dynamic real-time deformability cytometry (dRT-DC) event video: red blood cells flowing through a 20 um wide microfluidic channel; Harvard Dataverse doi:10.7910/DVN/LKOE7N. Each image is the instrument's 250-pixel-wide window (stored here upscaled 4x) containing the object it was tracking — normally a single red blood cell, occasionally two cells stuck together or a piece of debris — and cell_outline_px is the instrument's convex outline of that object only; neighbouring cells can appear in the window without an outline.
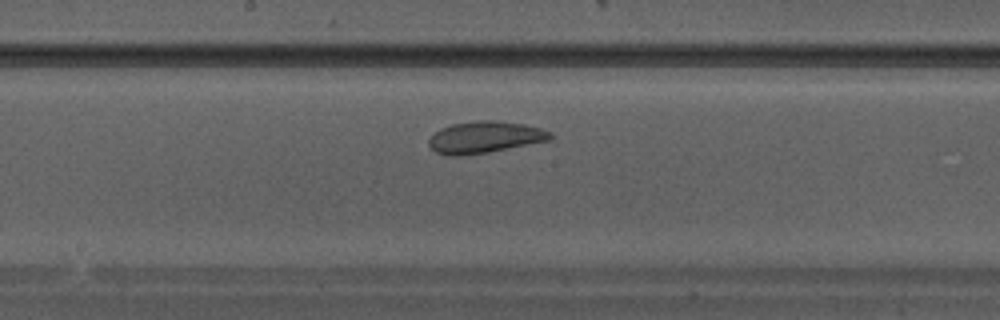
{"species": "Egyptian fruit bat (a non-hibernating species)", "species_latin": "Rousettus aegyptiacus", "temperature_condition": "warm", "stored_images_in_passage": 28, "camera_frame_rate_fps": 3000, "um_per_image_px": 0.085, "animal": {"sex": "male"}, "frame": {"image": 1, "passage_image": 13, "time_ms": 4.0, "image_size_px": [1000, 320], "cell_outline_px": [[552, 140], [488, 152], [460, 156], [448, 156], [436, 152], [428, 148], [428, 140], [440, 128], [452, 124], [480, 120], [492, 120], [524, 124], [540, 128], [552, 132]], "centroid_in_image_um": [41.2, 11.67], "position_along_channel_um": 207.0, "area_um2": 22.54}}
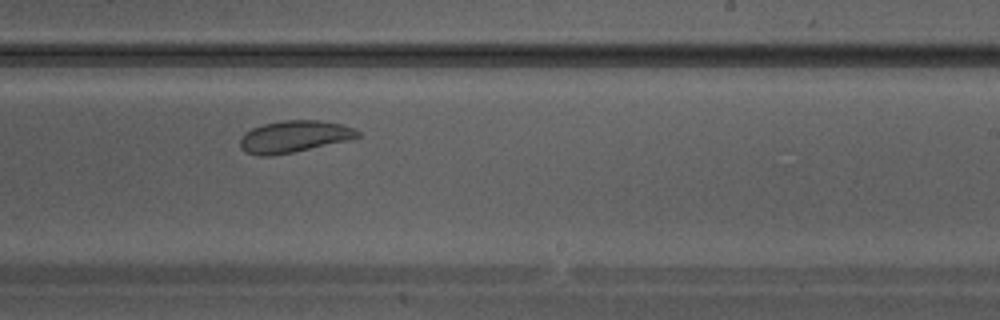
{"frame": {"image": 2, "passage_image": 16, "time_ms": 5.0, "image_size_px": [1000, 320], "cell_outline_px": [[360, 136], [348, 140], [292, 152], [272, 156], [260, 156], [244, 152], [240, 148], [240, 140], [244, 132], [252, 128], [264, 124], [280, 120], [320, 120], [340, 124], [356, 128], [360, 132]], "centroid_in_image_um": [24.97, 11.6], "position_along_channel_um": 264.0, "area_um2": 21.85}}